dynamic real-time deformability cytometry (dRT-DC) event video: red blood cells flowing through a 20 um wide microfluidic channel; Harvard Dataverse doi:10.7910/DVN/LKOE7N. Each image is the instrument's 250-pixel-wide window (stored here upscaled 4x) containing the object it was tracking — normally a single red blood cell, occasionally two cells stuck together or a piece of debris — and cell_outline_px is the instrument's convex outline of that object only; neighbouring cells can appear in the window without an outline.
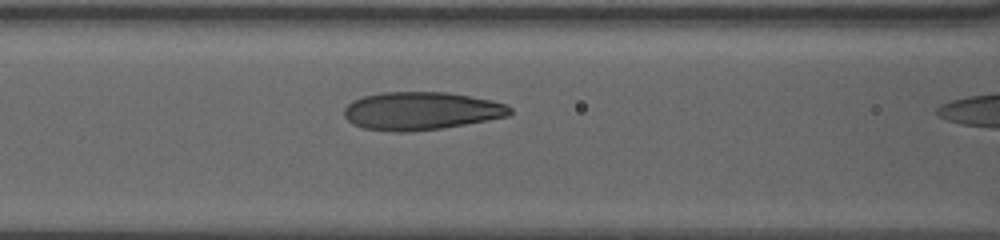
{"species": "human", "species_latin": "Homo sapiens", "temperature_condition": "warm", "stored_images_in_passage": 18, "camera_frame_rate_fps": 3000, "um_per_image_px": 0.085, "donor": {"sex": "female"}, "frame": {"image": 1, "passage_image": 13, "time_ms": 4.0, "image_size_px": [1000, 240], "cell_outline_px": [[512, 112], [508, 116], [464, 124], [440, 128], [408, 132], [396, 132], [364, 128], [352, 124], [344, 116], [344, 108], [352, 100], [364, 96], [384, 92], [448, 92], [492, 100], [508, 104], [512, 108]], "centroid_in_image_um": [35.79, 9.42], "position_along_channel_um": 130.8, "area_um2": 36.7}}
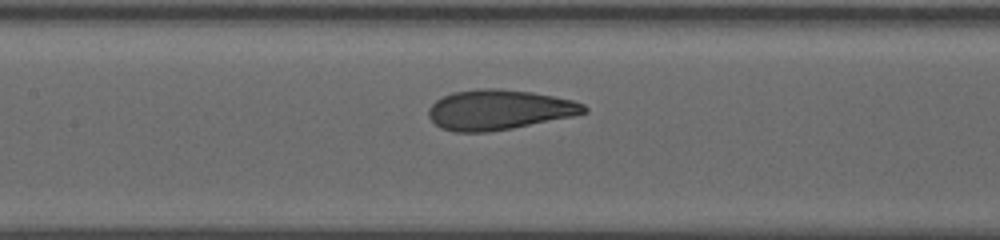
{"frame": {"image": 2, "passage_image": 16, "time_ms": 5.0, "image_size_px": [1000, 240], "cell_outline_px": [[588, 112], [572, 116], [512, 128], [488, 132], [456, 132], [440, 128], [428, 116], [428, 108], [436, 100], [452, 92], [480, 88], [500, 88], [532, 92], [572, 100], [584, 104], [588, 108]], "centroid_in_image_um": [42.4, 9.32], "position_along_channel_um": 165.0, "area_um2": 36.24}}